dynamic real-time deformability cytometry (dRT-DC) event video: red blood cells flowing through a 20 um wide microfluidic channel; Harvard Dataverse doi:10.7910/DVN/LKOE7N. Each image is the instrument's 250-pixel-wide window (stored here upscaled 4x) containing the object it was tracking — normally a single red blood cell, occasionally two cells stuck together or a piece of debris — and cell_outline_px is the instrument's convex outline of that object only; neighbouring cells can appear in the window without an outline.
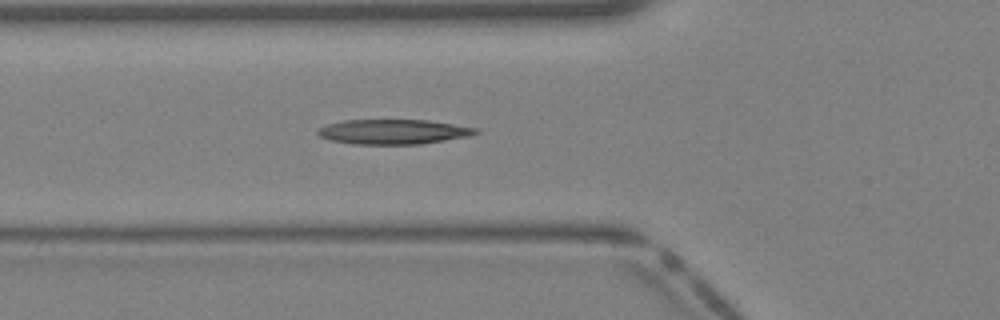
{"species": "Egyptian fruit bat (a non-hibernating species)", "species_latin": "Rousettus aegyptiacus", "temperature_condition": "warm", "stored_images_in_passage": 31, "camera_frame_rate_fps": 3000, "um_per_image_px": 0.085, "animal": {"sex": "female"}, "frame": {"image": 1, "passage_image": 6, "time_ms": 1.667, "image_size_px": [1000, 320], "cell_outline_px": [[480, 132], [472, 136], [420, 144], [352, 144], [332, 140], [320, 136], [316, 132], [320, 128], [328, 124], [344, 120], [428, 120], [476, 128]], "centroid_in_image_um": [33.47, 11.2], "position_along_channel_um": 92.3, "area_um2": 22.72}}
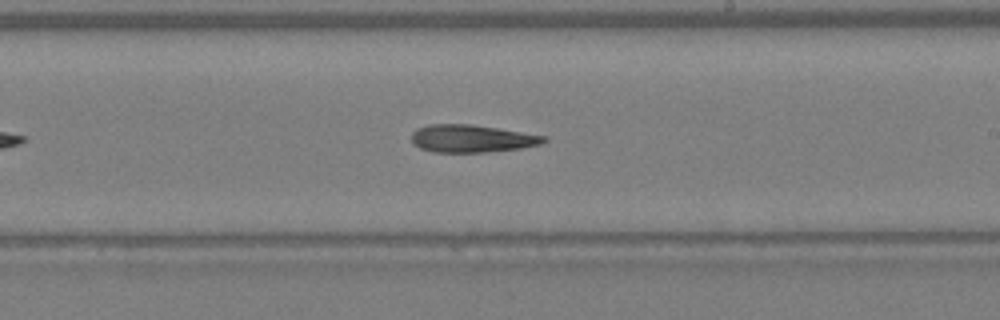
{"frame": {"image": 2, "passage_image": 15, "time_ms": 4.667, "image_size_px": [1000, 320], "cell_outline_px": [[548, 140], [540, 144], [520, 148], [484, 152], [436, 152], [420, 148], [412, 144], [412, 132], [416, 128], [428, 124], [468, 124], [496, 128], [548, 136]], "centroid_in_image_um": [40.07, 11.77], "position_along_channel_um": 248.9, "area_um2": 21.21}}
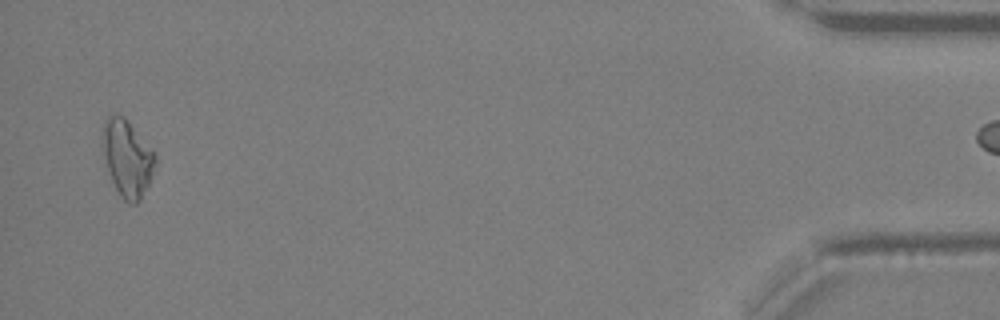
{"frame": {"image": 3, "passage_image": 30, "time_ms": 9.667, "image_size_px": [1000, 320], "cell_outline_px": [[156, 164], [148, 184], [140, 200], [136, 204], [128, 204], [120, 196], [108, 172], [100, 144], [104, 120], [108, 116], [124, 116], [128, 120], [156, 152]], "centroid_in_image_um": [10.81, 13.43], "position_along_channel_um": 424.4, "area_um2": 23.87}}